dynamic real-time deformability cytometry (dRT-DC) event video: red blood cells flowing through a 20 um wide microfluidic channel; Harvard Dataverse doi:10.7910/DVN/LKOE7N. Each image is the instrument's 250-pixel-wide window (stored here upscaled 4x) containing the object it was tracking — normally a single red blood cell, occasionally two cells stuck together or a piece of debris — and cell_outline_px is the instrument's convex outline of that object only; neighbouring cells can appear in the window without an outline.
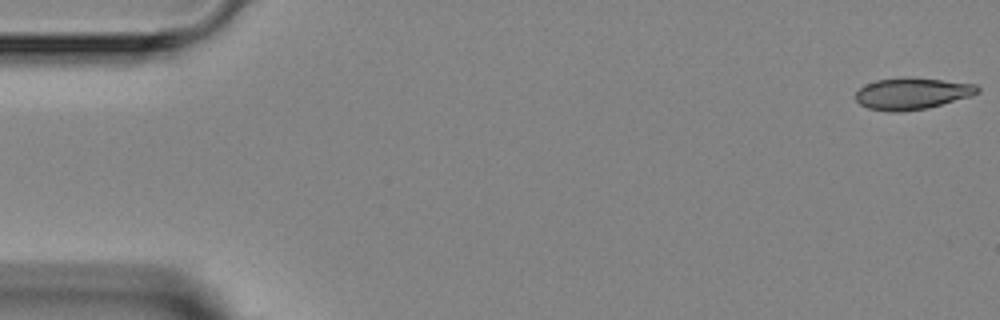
{"species": "Egyptian fruit bat (a non-hibernating species)", "species_latin": "Rousettus aegyptiacus", "temperature_condition": "room temperature", "stored_images_in_passage": 3, "camera_frame_rate_fps": 3000, "um_per_image_px": 0.085, "animal": {"sex": "female"}, "frame": {"image": 1, "passage_image": 1, "time_ms": 0.0, "image_size_px": [1000, 320], "cell_outline_px": [[980, 92], [972, 96], [928, 108], [896, 112], [892, 112], [868, 108], [860, 104], [856, 100], [856, 92], [864, 84], [876, 80], [904, 76], [908, 76], [976, 84], [980, 88]], "centroid_in_image_um": [77.53, 7.94], "position_along_channel_um": 7.5, "area_um2": 22.72}}